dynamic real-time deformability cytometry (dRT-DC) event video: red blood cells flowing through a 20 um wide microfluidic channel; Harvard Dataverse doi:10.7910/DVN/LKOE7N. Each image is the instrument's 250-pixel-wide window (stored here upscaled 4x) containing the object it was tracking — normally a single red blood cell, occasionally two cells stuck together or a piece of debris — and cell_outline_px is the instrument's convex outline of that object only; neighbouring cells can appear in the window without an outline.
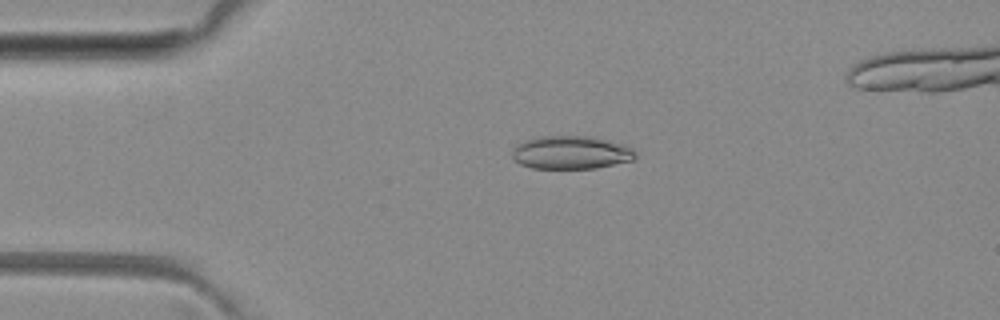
{"species": "common noctule bat (a hibernating species)", "species_latin": "Nyctalus noctula", "temperature_condition": "room temperature", "stored_images_in_passage": 5, "camera_frame_rate_fps": 3000, "um_per_image_px": 0.085, "animal": {"sex": "female", "body_mass_g": 29.2, "forearm_length_mm": 56.3}, "frame": {"image": 1, "passage_image": 3, "time_ms": 2.333, "image_size_px": [1000, 320], "cell_outline_px": [[636, 160], [596, 168], [532, 168], [520, 164], [512, 156], [512, 148], [516, 144], [524, 140], [540, 136], [592, 136], [608, 140], [632, 148], [636, 152]], "centroid_in_image_um": [48.54, 12.96], "position_along_channel_um": 36.5, "area_um2": 23.99}}
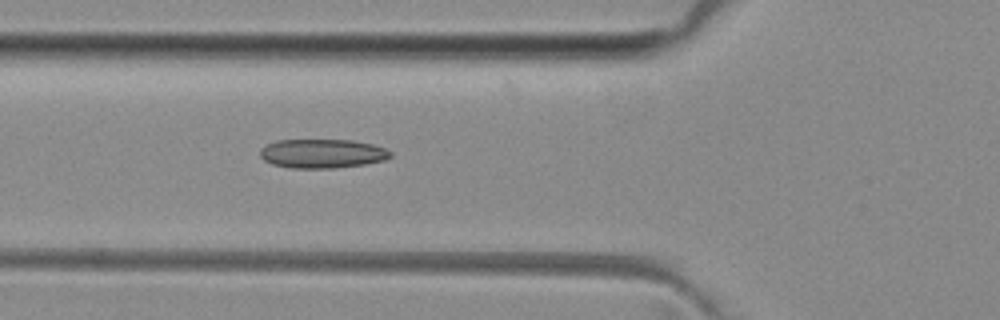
{"frame": {"image": 2, "passage_image": 5, "time_ms": 4.667, "image_size_px": [1000, 320], "cell_outline_px": [[392, 156], [384, 160], [364, 164], [336, 168], [292, 168], [272, 164], [264, 160], [260, 156], [260, 148], [276, 140], [352, 140], [372, 144], [384, 148], [392, 152]], "centroid_in_image_um": [27.39, 13.05], "position_along_channel_um": 98.4, "area_um2": 22.08}}